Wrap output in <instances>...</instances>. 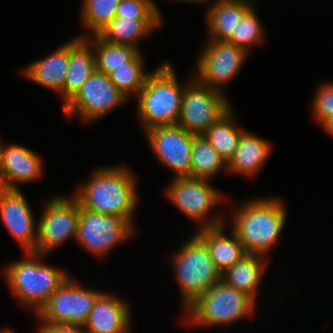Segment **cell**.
I'll use <instances>...</instances> for the list:
<instances>
[{"mask_svg":"<svg viewBox=\"0 0 333 333\" xmlns=\"http://www.w3.org/2000/svg\"><path fill=\"white\" fill-rule=\"evenodd\" d=\"M136 180L124 165L98 167L78 185L73 196L84 209L126 218L134 226L133 214L139 201Z\"/></svg>","mask_w":333,"mask_h":333,"instance_id":"1","label":"cell"},{"mask_svg":"<svg viewBox=\"0 0 333 333\" xmlns=\"http://www.w3.org/2000/svg\"><path fill=\"white\" fill-rule=\"evenodd\" d=\"M285 205L272 196L251 198L234 208L231 230L247 253L265 257L277 243L287 219Z\"/></svg>","mask_w":333,"mask_h":333,"instance_id":"2","label":"cell"},{"mask_svg":"<svg viewBox=\"0 0 333 333\" xmlns=\"http://www.w3.org/2000/svg\"><path fill=\"white\" fill-rule=\"evenodd\" d=\"M45 254L25 252V258L10 262L4 277L22 307L35 309L37 314L49 297L71 276L60 267L43 263Z\"/></svg>","mask_w":333,"mask_h":333,"instance_id":"3","label":"cell"},{"mask_svg":"<svg viewBox=\"0 0 333 333\" xmlns=\"http://www.w3.org/2000/svg\"><path fill=\"white\" fill-rule=\"evenodd\" d=\"M168 61L151 71L137 96V115L144 132L150 128L176 124L181 111L184 85Z\"/></svg>","mask_w":333,"mask_h":333,"instance_id":"4","label":"cell"},{"mask_svg":"<svg viewBox=\"0 0 333 333\" xmlns=\"http://www.w3.org/2000/svg\"><path fill=\"white\" fill-rule=\"evenodd\" d=\"M256 305L251 297L220 280L184 309L183 320L198 327H223L252 317Z\"/></svg>","mask_w":333,"mask_h":333,"instance_id":"5","label":"cell"},{"mask_svg":"<svg viewBox=\"0 0 333 333\" xmlns=\"http://www.w3.org/2000/svg\"><path fill=\"white\" fill-rule=\"evenodd\" d=\"M192 234L171 259L183 310L221 280V273L216 269L206 244Z\"/></svg>","mask_w":333,"mask_h":333,"instance_id":"6","label":"cell"},{"mask_svg":"<svg viewBox=\"0 0 333 333\" xmlns=\"http://www.w3.org/2000/svg\"><path fill=\"white\" fill-rule=\"evenodd\" d=\"M171 181L165 189L167 198L186 217L200 223L196 230L225 224L226 220L222 215L210 219L207 216L212 208L223 203L225 199L220 190L209 184V180L179 177Z\"/></svg>","mask_w":333,"mask_h":333,"instance_id":"7","label":"cell"},{"mask_svg":"<svg viewBox=\"0 0 333 333\" xmlns=\"http://www.w3.org/2000/svg\"><path fill=\"white\" fill-rule=\"evenodd\" d=\"M184 87L181 111L176 124L193 134H203L231 109L225 92L201 84L193 74Z\"/></svg>","mask_w":333,"mask_h":333,"instance_id":"8","label":"cell"},{"mask_svg":"<svg viewBox=\"0 0 333 333\" xmlns=\"http://www.w3.org/2000/svg\"><path fill=\"white\" fill-rule=\"evenodd\" d=\"M133 226L126 218L105 215L80 206L76 243L94 257L105 258L123 240L133 237Z\"/></svg>","mask_w":333,"mask_h":333,"instance_id":"9","label":"cell"},{"mask_svg":"<svg viewBox=\"0 0 333 333\" xmlns=\"http://www.w3.org/2000/svg\"><path fill=\"white\" fill-rule=\"evenodd\" d=\"M127 100L107 74L95 70L62 109L69 119L76 116L83 123L90 124L108 115Z\"/></svg>","mask_w":333,"mask_h":333,"instance_id":"10","label":"cell"},{"mask_svg":"<svg viewBox=\"0 0 333 333\" xmlns=\"http://www.w3.org/2000/svg\"><path fill=\"white\" fill-rule=\"evenodd\" d=\"M38 219L36 253L48 255L68 239L76 240L80 204L74 196L49 199Z\"/></svg>","mask_w":333,"mask_h":333,"instance_id":"11","label":"cell"},{"mask_svg":"<svg viewBox=\"0 0 333 333\" xmlns=\"http://www.w3.org/2000/svg\"><path fill=\"white\" fill-rule=\"evenodd\" d=\"M197 59L193 76L201 83L220 92L239 72L248 52L227 41L207 39Z\"/></svg>","mask_w":333,"mask_h":333,"instance_id":"12","label":"cell"},{"mask_svg":"<svg viewBox=\"0 0 333 333\" xmlns=\"http://www.w3.org/2000/svg\"><path fill=\"white\" fill-rule=\"evenodd\" d=\"M71 276L49 297L36 314L40 321L84 326L102 293L82 287Z\"/></svg>","mask_w":333,"mask_h":333,"instance_id":"13","label":"cell"},{"mask_svg":"<svg viewBox=\"0 0 333 333\" xmlns=\"http://www.w3.org/2000/svg\"><path fill=\"white\" fill-rule=\"evenodd\" d=\"M145 134L161 166L175 173L173 178L190 177L193 133L173 124L150 128Z\"/></svg>","mask_w":333,"mask_h":333,"instance_id":"14","label":"cell"},{"mask_svg":"<svg viewBox=\"0 0 333 333\" xmlns=\"http://www.w3.org/2000/svg\"><path fill=\"white\" fill-rule=\"evenodd\" d=\"M31 205L20 189L0 187V219L24 252H35L38 224Z\"/></svg>","mask_w":333,"mask_h":333,"instance_id":"15","label":"cell"},{"mask_svg":"<svg viewBox=\"0 0 333 333\" xmlns=\"http://www.w3.org/2000/svg\"><path fill=\"white\" fill-rule=\"evenodd\" d=\"M41 157L25 146L3 145L0 141V187L20 189L16 184L39 179L43 172Z\"/></svg>","mask_w":333,"mask_h":333,"instance_id":"16","label":"cell"},{"mask_svg":"<svg viewBox=\"0 0 333 333\" xmlns=\"http://www.w3.org/2000/svg\"><path fill=\"white\" fill-rule=\"evenodd\" d=\"M131 318L127 302L108 292H102L84 326L88 333H130Z\"/></svg>","mask_w":333,"mask_h":333,"instance_id":"17","label":"cell"},{"mask_svg":"<svg viewBox=\"0 0 333 333\" xmlns=\"http://www.w3.org/2000/svg\"><path fill=\"white\" fill-rule=\"evenodd\" d=\"M70 41L50 52L45 58L28 64L22 71L32 82L50 88L63 98V87L69 68Z\"/></svg>","mask_w":333,"mask_h":333,"instance_id":"18","label":"cell"},{"mask_svg":"<svg viewBox=\"0 0 333 333\" xmlns=\"http://www.w3.org/2000/svg\"><path fill=\"white\" fill-rule=\"evenodd\" d=\"M271 152L272 146L269 141L245 130L233 157L227 163L226 171L247 178L255 177Z\"/></svg>","mask_w":333,"mask_h":333,"instance_id":"19","label":"cell"},{"mask_svg":"<svg viewBox=\"0 0 333 333\" xmlns=\"http://www.w3.org/2000/svg\"><path fill=\"white\" fill-rule=\"evenodd\" d=\"M256 0H211L207 9L206 22L208 25L209 39L228 41L243 16L253 7ZM211 35V36H210Z\"/></svg>","mask_w":333,"mask_h":333,"instance_id":"20","label":"cell"},{"mask_svg":"<svg viewBox=\"0 0 333 333\" xmlns=\"http://www.w3.org/2000/svg\"><path fill=\"white\" fill-rule=\"evenodd\" d=\"M226 224L217 227L201 228L194 232L207 246L216 269L223 273L248 254L231 230V236L225 233Z\"/></svg>","mask_w":333,"mask_h":333,"instance_id":"21","label":"cell"},{"mask_svg":"<svg viewBox=\"0 0 333 333\" xmlns=\"http://www.w3.org/2000/svg\"><path fill=\"white\" fill-rule=\"evenodd\" d=\"M96 70L95 53L92 45L84 37L70 40L69 68L63 87L65 105L87 82Z\"/></svg>","mask_w":333,"mask_h":333,"instance_id":"22","label":"cell"},{"mask_svg":"<svg viewBox=\"0 0 333 333\" xmlns=\"http://www.w3.org/2000/svg\"><path fill=\"white\" fill-rule=\"evenodd\" d=\"M266 257L246 254L221 273V281L251 297L257 303L259 287L268 267Z\"/></svg>","mask_w":333,"mask_h":333,"instance_id":"23","label":"cell"},{"mask_svg":"<svg viewBox=\"0 0 333 333\" xmlns=\"http://www.w3.org/2000/svg\"><path fill=\"white\" fill-rule=\"evenodd\" d=\"M163 19H135L114 17L97 35L106 42L128 44L139 49V42L160 28Z\"/></svg>","mask_w":333,"mask_h":333,"instance_id":"24","label":"cell"},{"mask_svg":"<svg viewBox=\"0 0 333 333\" xmlns=\"http://www.w3.org/2000/svg\"><path fill=\"white\" fill-rule=\"evenodd\" d=\"M93 47L96 70L109 75L116 68L125 67L140 49L128 44H114L101 39L97 34L84 37Z\"/></svg>","mask_w":333,"mask_h":333,"instance_id":"25","label":"cell"},{"mask_svg":"<svg viewBox=\"0 0 333 333\" xmlns=\"http://www.w3.org/2000/svg\"><path fill=\"white\" fill-rule=\"evenodd\" d=\"M227 170V163L203 134H193L190 177L213 179L221 170Z\"/></svg>","mask_w":333,"mask_h":333,"instance_id":"26","label":"cell"},{"mask_svg":"<svg viewBox=\"0 0 333 333\" xmlns=\"http://www.w3.org/2000/svg\"><path fill=\"white\" fill-rule=\"evenodd\" d=\"M233 108L217 123L209 127L203 135L209 143L218 151L226 163L233 157L245 131L239 127L235 120Z\"/></svg>","mask_w":333,"mask_h":333,"instance_id":"27","label":"cell"},{"mask_svg":"<svg viewBox=\"0 0 333 333\" xmlns=\"http://www.w3.org/2000/svg\"><path fill=\"white\" fill-rule=\"evenodd\" d=\"M142 52L138 53L127 66L116 68L108 76L115 87L127 98L133 94H139L145 86L149 72H145Z\"/></svg>","mask_w":333,"mask_h":333,"instance_id":"28","label":"cell"},{"mask_svg":"<svg viewBox=\"0 0 333 333\" xmlns=\"http://www.w3.org/2000/svg\"><path fill=\"white\" fill-rule=\"evenodd\" d=\"M81 18L87 31L80 37L97 34L116 15L120 0H82Z\"/></svg>","mask_w":333,"mask_h":333,"instance_id":"29","label":"cell"},{"mask_svg":"<svg viewBox=\"0 0 333 333\" xmlns=\"http://www.w3.org/2000/svg\"><path fill=\"white\" fill-rule=\"evenodd\" d=\"M254 6L243 16L236 28V33L227 41L237 47L243 48L248 53L253 45L264 41V29L260 18L257 17Z\"/></svg>","mask_w":333,"mask_h":333,"instance_id":"30","label":"cell"},{"mask_svg":"<svg viewBox=\"0 0 333 333\" xmlns=\"http://www.w3.org/2000/svg\"><path fill=\"white\" fill-rule=\"evenodd\" d=\"M154 0H120L115 17L135 19H162Z\"/></svg>","mask_w":333,"mask_h":333,"instance_id":"31","label":"cell"},{"mask_svg":"<svg viewBox=\"0 0 333 333\" xmlns=\"http://www.w3.org/2000/svg\"><path fill=\"white\" fill-rule=\"evenodd\" d=\"M312 101L314 119L321 126L333 116V82L327 81L318 85Z\"/></svg>","mask_w":333,"mask_h":333,"instance_id":"32","label":"cell"},{"mask_svg":"<svg viewBox=\"0 0 333 333\" xmlns=\"http://www.w3.org/2000/svg\"><path fill=\"white\" fill-rule=\"evenodd\" d=\"M38 328L39 333H88L85 326L74 324L40 321Z\"/></svg>","mask_w":333,"mask_h":333,"instance_id":"33","label":"cell"},{"mask_svg":"<svg viewBox=\"0 0 333 333\" xmlns=\"http://www.w3.org/2000/svg\"><path fill=\"white\" fill-rule=\"evenodd\" d=\"M323 130L333 137V116L329 117L322 125Z\"/></svg>","mask_w":333,"mask_h":333,"instance_id":"34","label":"cell"},{"mask_svg":"<svg viewBox=\"0 0 333 333\" xmlns=\"http://www.w3.org/2000/svg\"><path fill=\"white\" fill-rule=\"evenodd\" d=\"M169 1H170V0H169ZM171 1H175V2H188V3H190V2H191V3H194V2H195V3H199V4H200L201 2H202V3H204V2H205V3H206V2H209V0H171Z\"/></svg>","mask_w":333,"mask_h":333,"instance_id":"35","label":"cell"},{"mask_svg":"<svg viewBox=\"0 0 333 333\" xmlns=\"http://www.w3.org/2000/svg\"><path fill=\"white\" fill-rule=\"evenodd\" d=\"M0 333H15V332L11 328L4 329V327H3V329L0 330Z\"/></svg>","mask_w":333,"mask_h":333,"instance_id":"36","label":"cell"}]
</instances>
